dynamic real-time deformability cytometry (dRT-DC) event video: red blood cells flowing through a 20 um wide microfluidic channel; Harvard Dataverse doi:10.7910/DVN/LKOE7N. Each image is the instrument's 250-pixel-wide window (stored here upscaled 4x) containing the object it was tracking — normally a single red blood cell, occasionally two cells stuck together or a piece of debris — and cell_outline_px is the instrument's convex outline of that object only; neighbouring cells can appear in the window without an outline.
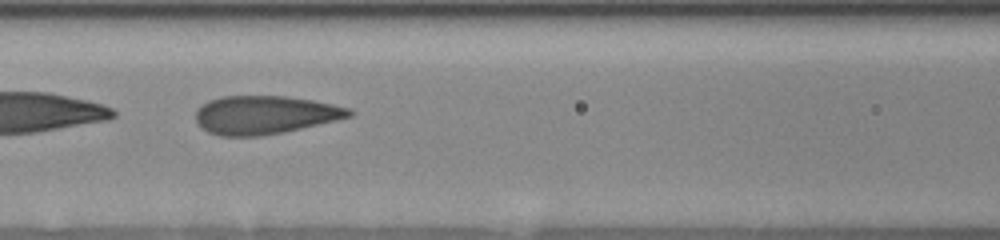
{"species": "human", "species_latin": "Homo sapiens", "temperature_condition": "room temperature", "stored_images_in_passage": 33, "camera_frame_rate_fps": 3000, "um_per_image_px": 0.085, "donor": {"sex": "female"}, "frame": {"image": 1, "passage_image": 16, "time_ms": 6.333, "image_size_px": [1000, 240], "cell_outline_px": [[356, 112], [352, 116], [336, 120], [284, 132], [260, 136], [220, 136], [208, 132], [196, 120], [196, 112], [200, 104], [208, 100], [224, 96], [284, 96], [312, 100], [352, 108]], "centroid_in_image_um": [22.53, 9.76], "position_along_channel_um": 144.1, "area_um2": 34.33}}
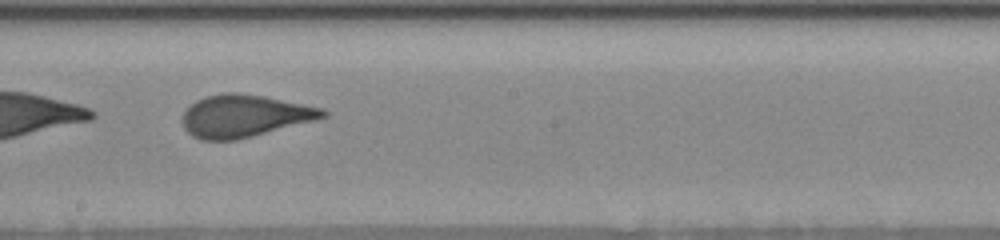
{"frame": {"image": 2, "passage_image": 21, "time_ms": 8.333, "image_size_px": [1000, 240], "cell_outline_px": [[328, 116], [252, 136], [236, 140], [200, 140], [192, 136], [184, 128], [184, 112], [196, 100], [208, 96], [224, 92], [240, 92], [264, 96], [324, 108], [328, 112]], "centroid_in_image_um": [20.77, 9.84], "position_along_channel_um": 227.4, "area_um2": 34.28}}
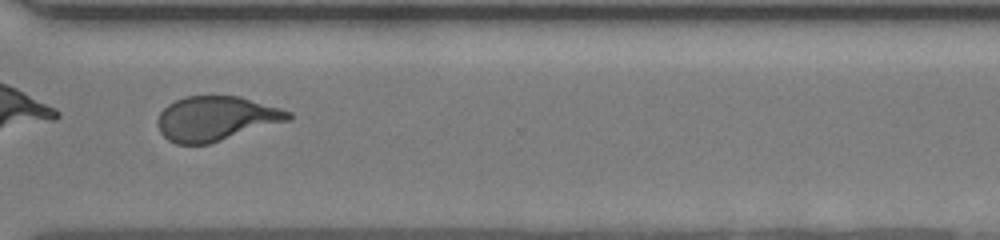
{"frame": {"image": 3, "passage_image": 26, "time_ms": 11.333, "image_size_px": [1000, 240], "cell_outline_px": [[292, 120], [208, 144], [176, 144], [168, 140], [160, 132], [156, 124], [156, 120], [160, 112], [168, 104], [184, 96], [240, 96], [280, 108], [292, 112]], "centroid_in_image_um": [18.36, 10.08], "position_along_channel_um": 352.2, "area_um2": 34.16}}